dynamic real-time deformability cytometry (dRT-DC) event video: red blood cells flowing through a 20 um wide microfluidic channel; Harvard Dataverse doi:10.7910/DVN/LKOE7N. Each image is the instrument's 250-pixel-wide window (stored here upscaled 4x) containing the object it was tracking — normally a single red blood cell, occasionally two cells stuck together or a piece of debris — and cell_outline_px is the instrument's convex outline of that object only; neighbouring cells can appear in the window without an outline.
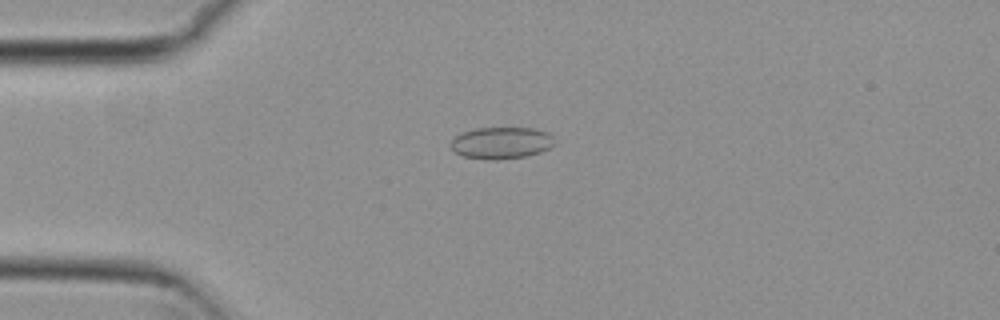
{"species": "common noctule bat (a hibernating species)", "species_latin": "Nyctalus noctula", "temperature_condition": "cold", "stored_images_in_passage": 55, "camera_frame_rate_fps": 3000, "um_per_image_px": 0.085, "animal": {"sex": "female", "body_mass_g": 29.2, "forearm_length_mm": 56.3}, "frame": {"image": 1, "passage_image": 14, "time_ms": 4.333, "image_size_px": [1000, 320], "cell_outline_px": [[556, 144], [552, 148], [528, 156], [496, 160], [488, 160], [464, 156], [456, 152], [448, 144], [456, 136], [464, 132], [476, 128], [536, 128], [548, 132], [556, 140]], "centroid_in_image_um": [42.68, 12.15], "position_along_channel_um": 42.3, "area_um2": 19.48}}
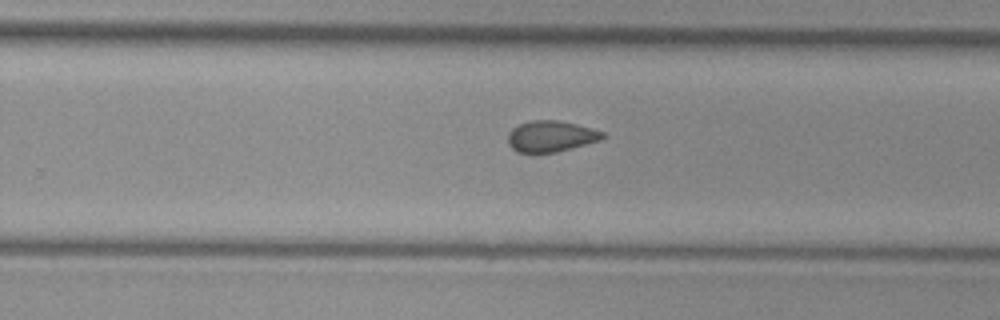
{"frame": {"image": 2, "passage_image": 35, "time_ms": 11.333, "image_size_px": [1000, 320], "cell_outline_px": [[608, 136], [600, 140], [556, 152], [516, 152], [508, 144], [508, 132], [512, 128], [520, 124], [532, 120], [560, 120], [592, 128], [604, 132]], "centroid_in_image_um": [46.84, 11.57], "position_along_channel_um": 283.0, "area_um2": 17.17}}
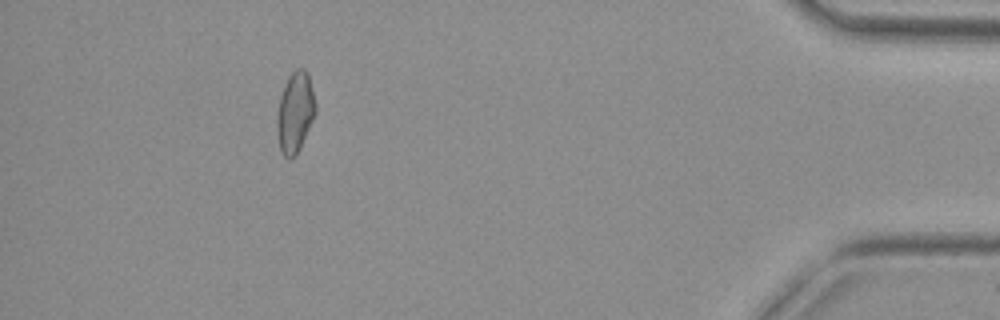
{"frame": {"image": 3, "passage_image": 50, "time_ms": 16.333, "image_size_px": [1000, 320], "cell_outline_px": [[316, 112], [300, 148], [296, 156], [288, 160], [280, 152], [276, 128], [276, 116], [280, 96], [284, 84], [288, 76], [296, 68], [304, 68], [308, 72], [316, 104]], "centroid_in_image_um": [25.07, 9.55], "position_along_channel_um": 410.1, "area_um2": 18.44}, "authors_computed_cell_mechanics": {"area_um2": 18.0336, "velocity_mm_per_s": 3.765, "shape_relaxation_time_tau1_ms": null, "shape_relaxation_time_tau2_ms": 2.7068, "deformation_change_tau1": null, "deformation_change_tau2": 0.0821}}